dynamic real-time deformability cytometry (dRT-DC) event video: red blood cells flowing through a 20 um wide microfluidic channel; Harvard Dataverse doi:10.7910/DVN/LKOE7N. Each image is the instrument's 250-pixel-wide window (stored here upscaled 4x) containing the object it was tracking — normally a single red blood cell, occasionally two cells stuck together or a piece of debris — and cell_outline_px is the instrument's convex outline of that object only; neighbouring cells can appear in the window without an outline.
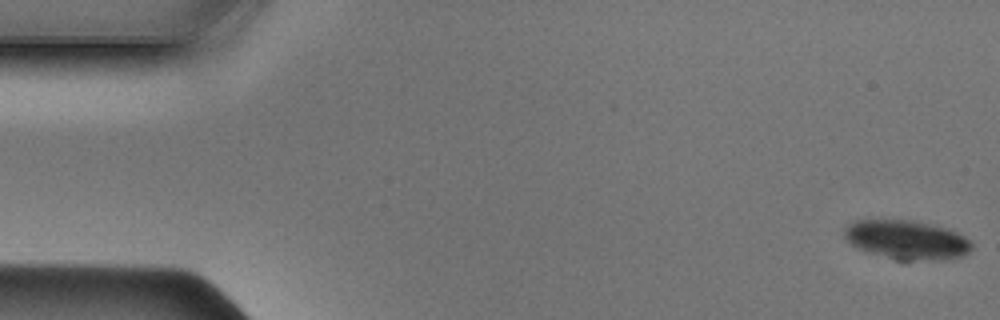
{"species": "Egyptian fruit bat (a non-hibernating species)", "species_latin": "Rousettus aegyptiacus", "temperature_condition": "cold", "stored_images_in_passage": 48, "camera_frame_rate_fps": 3000, "um_per_image_px": 0.085, "animal": {"sex": "male"}, "frame": {"image": 1, "passage_image": 1, "time_ms": 0.0, "image_size_px": [1000, 320], "cell_outline_px": [[972, 248], [968, 252], [960, 256], [936, 260], [896, 260], [868, 252], [852, 244], [844, 236], [844, 228], [852, 220], [912, 220], [944, 228], [956, 232], [964, 236], [972, 244]], "centroid_in_image_um": [77.04, 20.38], "position_along_channel_um": 8.0, "area_um2": 28.67}}
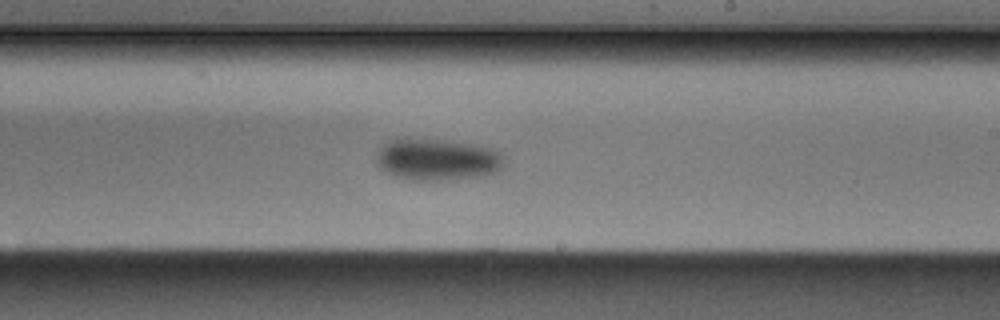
{"frame": {"image": 2, "passage_image": 28, "time_ms": 9.0, "image_size_px": [1000, 320], "cell_outline_px": [[508, 156], [504, 168], [488, 176], [440, 180], [416, 180], [396, 176], [380, 168], [376, 164], [376, 156], [380, 148], [388, 140], [408, 136], [444, 140], [472, 144], [496, 148], [504, 152]], "centroid_in_image_um": [37.26, 13.53], "position_along_channel_um": 251.7, "area_um2": 32.19}}
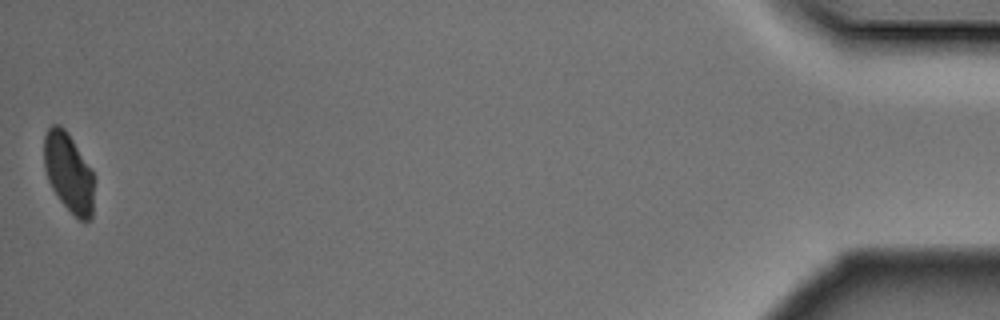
{"frame": {"image": 3, "passage_image": 48, "time_ms": 15.667, "image_size_px": [1000, 320], "cell_outline_px": [[92, 216], [88, 220], [80, 220], [60, 200], [52, 188], [48, 180], [44, 168], [44, 136], [48, 128], [52, 124], [60, 124], [68, 132], [92, 168]], "centroid_in_image_um": [5.81, 14.59], "position_along_channel_um": 429.4, "area_um2": 22.89}}